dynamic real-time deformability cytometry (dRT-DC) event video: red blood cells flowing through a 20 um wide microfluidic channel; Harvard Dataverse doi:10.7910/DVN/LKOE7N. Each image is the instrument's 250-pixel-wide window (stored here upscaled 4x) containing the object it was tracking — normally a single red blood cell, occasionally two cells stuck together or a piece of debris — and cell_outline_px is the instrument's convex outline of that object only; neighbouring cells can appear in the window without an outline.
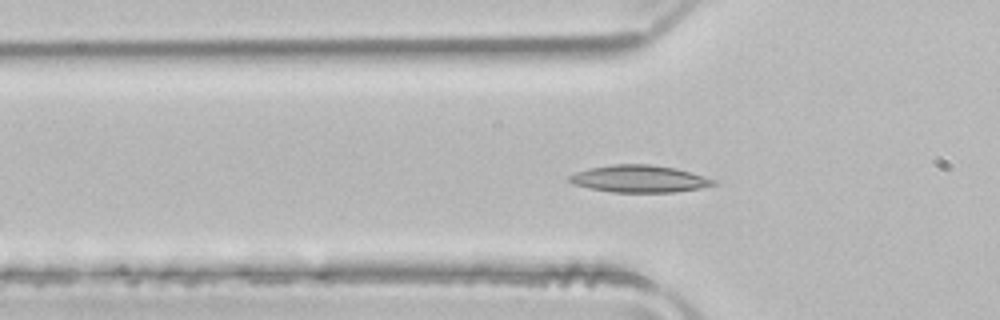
{"species": "common noctule bat (a hibernating species)", "species_latin": "Nyctalus noctula", "temperature_condition": "room temperature", "stored_images_in_passage": 53, "camera_frame_rate_fps": 3000, "um_per_image_px": 0.085, "animal": {"sex": "male", "body_mass_g": 21.5, "forearm_length_mm": 52.0}, "frame": {"image": 1, "passage_image": 17, "time_ms": 5.333, "image_size_px": [1000, 320], "cell_outline_px": [[720, 184], [700, 188], [676, 192], [612, 192], [572, 184], [568, 180], [568, 176], [576, 172], [588, 168], [612, 164], [648, 164], [676, 168], [704, 176], [716, 180]], "centroid_in_image_um": [54.37, 15.19], "position_along_channel_um": 71.4, "area_um2": 22.89}}
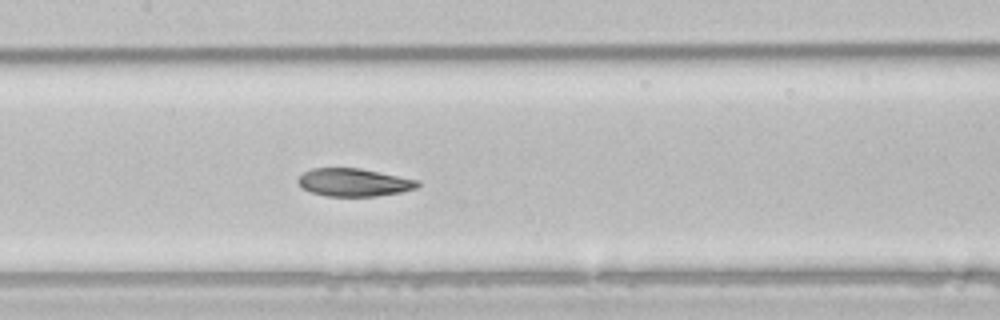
{"frame": {"image": 2, "passage_image": 25, "time_ms": 8.0, "image_size_px": [1000, 320], "cell_outline_px": [[420, 184], [416, 188], [400, 192], [376, 196], [324, 196], [300, 188], [296, 184], [296, 180], [304, 172], [312, 168], [360, 168], [420, 180]], "centroid_in_image_um": [30.05, 15.5], "position_along_channel_um": 177.4, "area_um2": 19.59}}
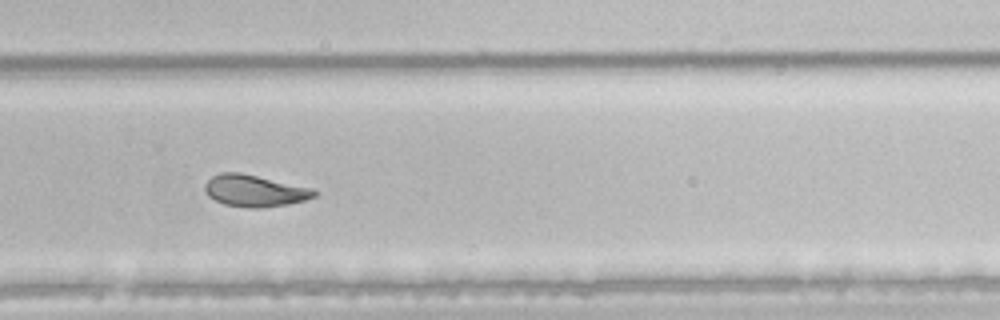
{"frame": {"image": 3, "passage_image": 35, "time_ms": 11.333, "image_size_px": [1000, 320], "cell_outline_px": [[316, 196], [304, 200], [288, 204], [260, 208], [248, 208], [224, 204], [208, 196], [204, 188], [204, 184], [212, 176], [220, 172], [240, 172], [312, 188], [316, 192]], "centroid_in_image_um": [21.61, 16.21], "position_along_channel_um": 308.2, "area_um2": 20.17}, "authors_computed_cell_mechanics": {"area_um2": 21.7328, "velocity_mm_per_s": 3.9459, "shape_relaxation_time_tau1_ms": 9.3305, "shape_relaxation_time_tau2_ms": 3.8655, "deformation_change_tau1": 0.2088, "deformation_change_tau2": 0.0882}}